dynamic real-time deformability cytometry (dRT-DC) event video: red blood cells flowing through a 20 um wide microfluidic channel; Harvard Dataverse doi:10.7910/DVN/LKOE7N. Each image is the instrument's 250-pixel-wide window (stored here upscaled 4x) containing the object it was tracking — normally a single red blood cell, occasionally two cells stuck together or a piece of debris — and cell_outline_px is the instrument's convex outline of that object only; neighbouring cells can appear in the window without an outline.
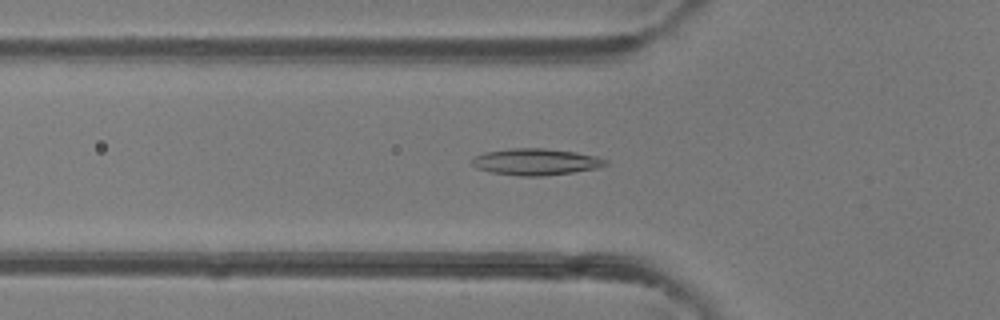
{"species": "common noctule bat (a hibernating species)", "species_latin": "Nyctalus noctula", "temperature_condition": "room temperature", "stored_images_in_passage": 46, "camera_frame_rate_fps": 3000, "um_per_image_px": 0.085, "animal": {"sex": "female"}, "frame": {"image": 1, "passage_image": 15, "time_ms": 4.667, "image_size_px": [1000, 320], "cell_outline_px": [[608, 164], [596, 168], [572, 172], [544, 176], [520, 176], [492, 172], [476, 168], [472, 164], [472, 160], [476, 156], [484, 152], [512, 148], [544, 148], [576, 152], [596, 156], [608, 160]], "centroid_in_image_um": [45.55, 13.75], "position_along_channel_um": 80.2, "area_um2": 20.58}}
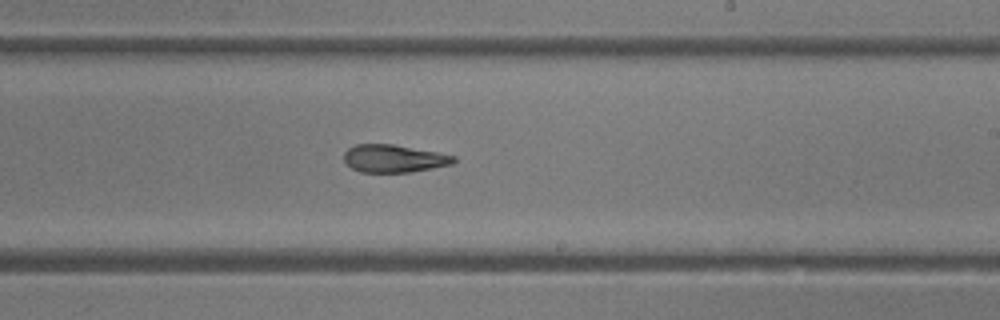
{"frame": {"image": 2, "passage_image": 27, "time_ms": 8.667, "image_size_px": [1000, 320], "cell_outline_px": [[456, 160], [452, 164], [432, 168], [408, 172], [360, 172], [352, 168], [344, 160], [344, 152], [348, 148], [356, 144], [392, 144], [436, 152], [456, 156]], "centroid_in_image_um": [33.46, 13.47], "position_along_channel_um": 255.5, "area_um2": 17.57}}
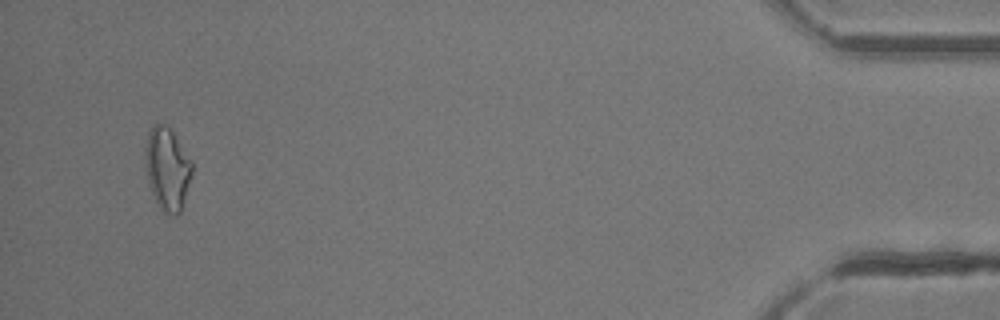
{"frame": {"image": 3, "passage_image": 44, "time_ms": 14.333, "image_size_px": [1000, 320], "cell_outline_px": [[192, 172], [180, 212], [176, 216], [172, 216], [156, 204], [148, 180], [148, 132], [152, 124], [164, 124], [172, 128], [192, 160]], "centroid_in_image_um": [14.27, 14.32], "position_along_channel_um": 420.9, "area_um2": 21.91}, "authors_computed_cell_mechanics": {"area_um2": 19.5075, "velocity_mm_per_s": 4.3715, "shape_relaxation_time_tau1_ms": null, "shape_relaxation_time_tau2_ms": 2.9968, "deformation_change_tau1": null, "deformation_change_tau2": 0.1216}}